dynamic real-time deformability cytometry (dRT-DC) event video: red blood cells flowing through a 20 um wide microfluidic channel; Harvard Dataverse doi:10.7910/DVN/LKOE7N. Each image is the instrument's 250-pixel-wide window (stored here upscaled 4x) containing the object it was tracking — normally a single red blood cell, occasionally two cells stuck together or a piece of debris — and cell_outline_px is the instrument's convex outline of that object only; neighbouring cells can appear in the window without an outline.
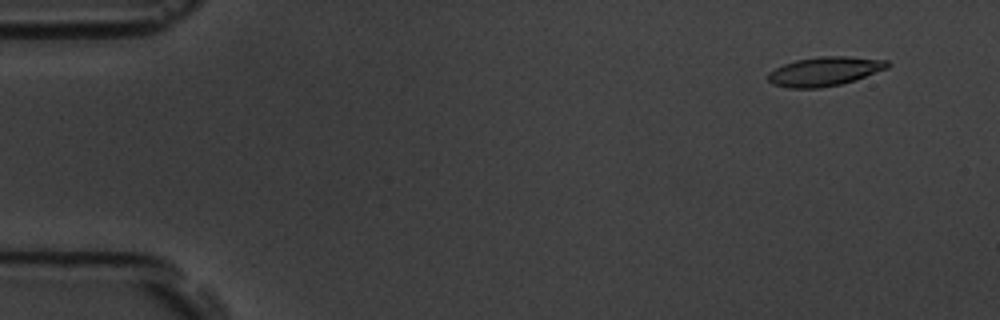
{"species": "common noctule bat (a hibernating species)", "species_latin": "Nyctalus noctula", "temperature_condition": "room temperature", "stored_images_in_passage": 9, "camera_frame_rate_fps": 3000, "um_per_image_px": 0.085, "animal": {"sex": "male", "body_mass_g": 19.5, "forearm_length_mm": 54.6}, "frame": {"image": 1, "passage_image": 1, "time_ms": 0.0, "image_size_px": [1000, 320], "cell_outline_px": [[892, 64], [888, 68], [856, 80], [840, 84], [820, 88], [788, 88], [772, 84], [768, 80], [768, 72], [784, 64], [796, 60], [820, 56], [848, 56], [888, 60]], "centroid_in_image_um": [70.12, 6.06], "position_along_channel_um": 14.9, "area_um2": 20.4}}
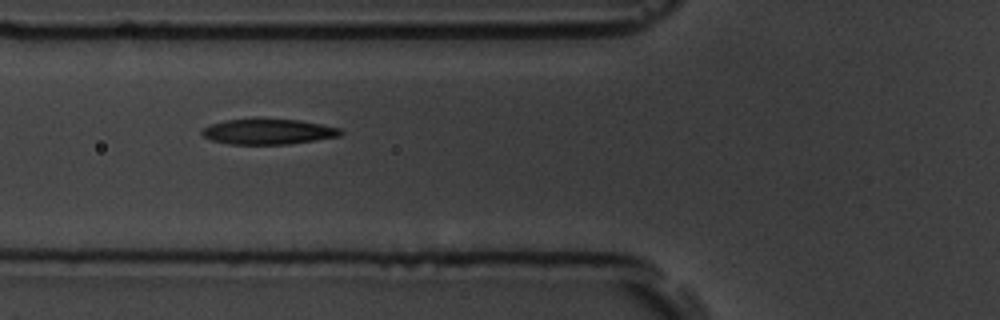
{"frame": {"image": 2, "passage_image": 6, "time_ms": 5.667, "image_size_px": [1000, 320], "cell_outline_px": [[344, 132], [340, 136], [288, 144], [228, 144], [212, 140], [204, 136], [200, 132], [200, 128], [224, 120], [260, 116], [300, 120], [340, 128]], "centroid_in_image_um": [22.75, 11.14], "position_along_channel_um": 103.0, "area_um2": 21.27}}
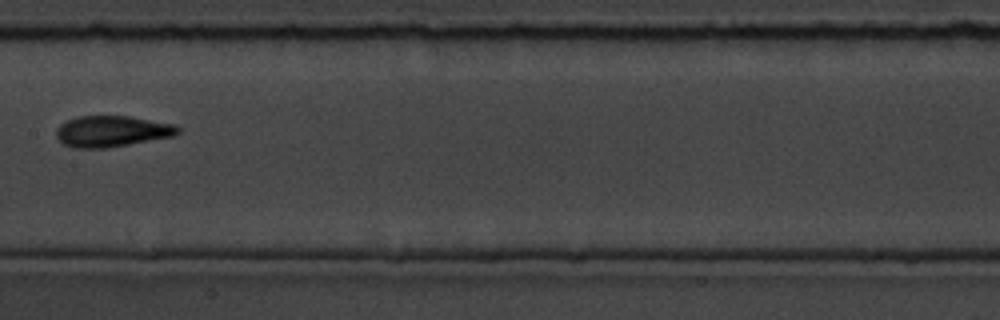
{"frame": {"image": 3, "passage_image": 8, "time_ms": 8.333, "image_size_px": [1000, 320], "cell_outline_px": [[180, 132], [172, 136], [108, 148], [72, 148], [64, 144], [56, 136], [56, 128], [60, 124], [68, 120], [80, 116], [128, 116], [172, 124], [180, 128]], "centroid_in_image_um": [9.47, 11.16], "position_along_channel_um": 197.9, "area_um2": 21.85}}